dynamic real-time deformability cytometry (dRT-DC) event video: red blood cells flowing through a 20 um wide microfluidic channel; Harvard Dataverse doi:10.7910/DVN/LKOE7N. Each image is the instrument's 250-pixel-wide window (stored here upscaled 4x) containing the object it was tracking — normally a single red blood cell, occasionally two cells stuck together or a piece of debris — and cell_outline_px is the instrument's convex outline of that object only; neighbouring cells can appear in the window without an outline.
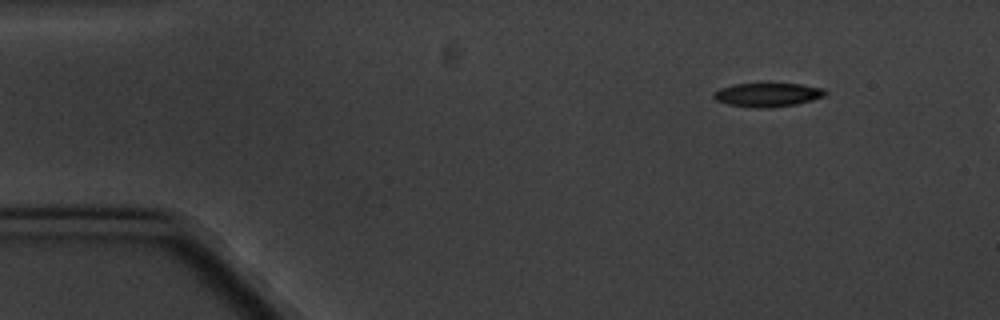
{"species": "common noctule bat (a hibernating species)", "species_latin": "Nyctalus noctula", "temperature_condition": "cold", "stored_images_in_passage": 3, "camera_frame_rate_fps": 3000, "um_per_image_px": 0.085, "animal": {"sex": "male", "body_mass_g": 20.1, "forearm_length_mm": 53.5}, "frame": {"image": 1, "passage_image": 1, "time_ms": 0.0, "image_size_px": [1000, 320], "cell_outline_px": [[828, 92], [824, 96], [812, 100], [796, 104], [768, 108], [756, 108], [728, 104], [716, 100], [712, 96], [712, 92], [720, 88], [732, 84], [800, 84], [824, 88]], "centroid_in_image_um": [65.23, 8.05], "position_along_channel_um": 19.8, "area_um2": 15.49}}